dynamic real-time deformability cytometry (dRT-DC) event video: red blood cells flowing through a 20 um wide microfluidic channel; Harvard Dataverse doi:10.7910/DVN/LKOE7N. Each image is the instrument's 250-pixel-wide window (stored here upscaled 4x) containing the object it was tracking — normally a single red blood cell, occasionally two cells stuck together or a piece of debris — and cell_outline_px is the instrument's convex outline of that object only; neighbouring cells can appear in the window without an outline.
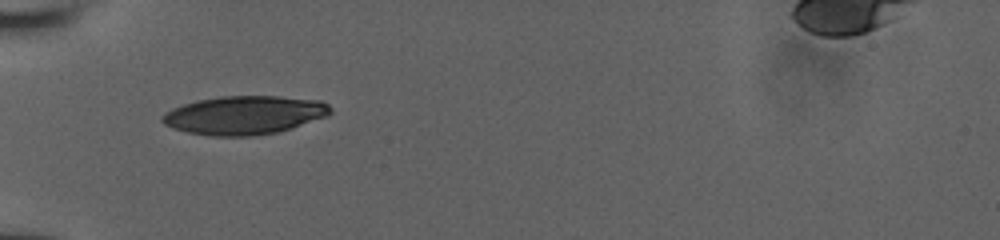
{"species": "human", "species_latin": "Homo sapiens", "temperature_condition": "room temperature", "stored_images_in_passage": 40, "camera_frame_rate_fps": 3000, "um_per_image_px": 0.085, "donor": {"sex": "male"}, "frame": {"image": 1, "passage_image": 1, "time_ms": 0.0, "image_size_px": [1000, 240], "cell_outline_px": [[332, 112], [328, 116], [292, 128], [276, 132], [252, 136], [208, 136], [188, 132], [172, 128], [164, 124], [160, 120], [160, 116], [164, 112], [172, 108], [196, 100], [220, 96], [280, 96], [320, 100], [328, 104], [332, 108]], "centroid_in_image_um": [20.76, 9.78], "position_along_channel_um": 64.2, "area_um2": 38.15}}
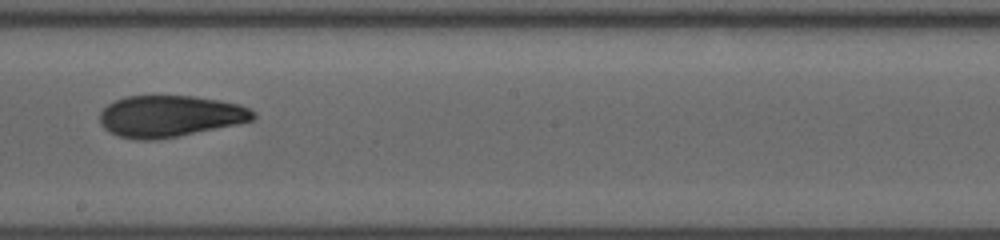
{"frame": {"image": 2, "passage_image": 21, "time_ms": 4.333, "image_size_px": [1000, 240], "cell_outline_px": [[256, 116], [252, 120], [236, 124], [156, 140], [136, 140], [120, 136], [108, 132], [100, 124], [100, 112], [108, 104], [124, 96], [196, 96], [220, 100], [240, 104], [252, 108], [256, 112]], "centroid_in_image_um": [14.44, 9.86], "position_along_channel_um": 233.8, "area_um2": 37.17}}
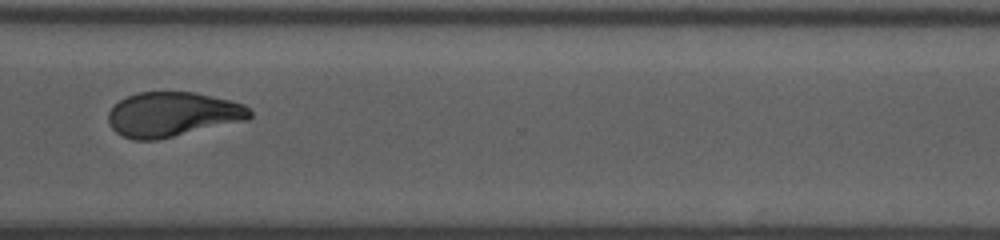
{"frame": {"image": 3, "passage_image": 39, "time_ms": 7.333, "image_size_px": [1000, 240], "cell_outline_px": [[252, 116], [248, 120], [156, 140], [136, 140], [124, 136], [116, 132], [112, 128], [108, 120], [108, 112], [120, 100], [128, 96], [140, 92], [192, 92], [232, 100], [244, 104], [252, 112]], "centroid_in_image_um": [14.7, 9.72], "position_along_channel_um": 355.9, "area_um2": 36.7}}